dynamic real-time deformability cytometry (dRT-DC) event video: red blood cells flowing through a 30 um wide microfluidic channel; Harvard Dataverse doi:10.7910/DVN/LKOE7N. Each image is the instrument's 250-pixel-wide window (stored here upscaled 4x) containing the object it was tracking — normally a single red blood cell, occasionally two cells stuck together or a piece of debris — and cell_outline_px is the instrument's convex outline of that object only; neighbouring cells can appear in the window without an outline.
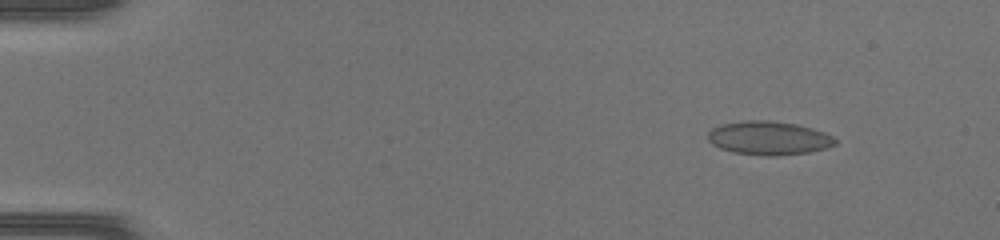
{"species": "common noctule bat (a hibernating species)", "species_latin": "Nyctalus noctula", "temperature_condition": "warm", "stored_images_in_passage": 49, "camera_frame_rate_fps": 3000, "um_per_image_px": 0.085, "animal": {"sex": "female", "body_mass_g": 17.0, "forearm_length_mm": 48.0}, "frame": {"image": 1, "passage_image": 6, "time_ms": 1.667, "image_size_px": [1000, 240], "cell_outline_px": [[836, 144], [828, 148], [808, 152], [776, 156], [768, 156], [732, 152], [720, 148], [712, 144], [708, 140], [708, 132], [712, 128], [720, 124], [748, 120], [768, 120], [796, 124], [824, 132], [832, 136], [836, 140]], "centroid_in_image_um": [65.33, 11.74], "position_along_channel_um": 19.7, "area_um2": 24.97}}
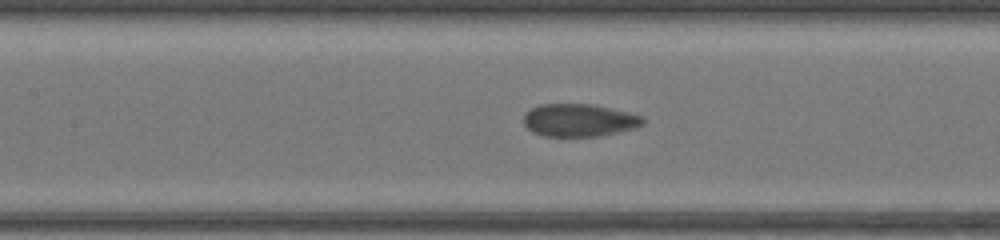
{"frame": {"image": 2, "passage_image": 24, "time_ms": 7.667, "image_size_px": [1000, 240], "cell_outline_px": [[644, 124], [632, 128], [600, 136], [544, 136], [532, 132], [524, 124], [524, 116], [532, 108], [540, 104], [592, 104], [640, 116], [644, 120]], "centroid_in_image_um": [49.17, 10.22], "position_along_channel_um": 158.2, "area_um2": 22.25}}
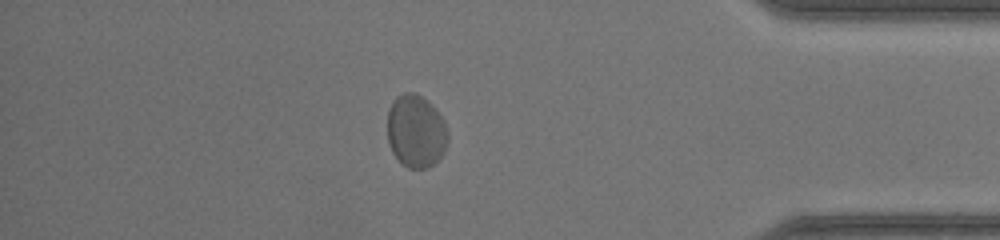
{"frame": {"image": 3, "passage_image": 43, "time_ms": 14.0, "image_size_px": [1000, 240], "cell_outline_px": [[448, 140], [444, 152], [428, 168], [408, 168], [392, 152], [388, 140], [388, 112], [392, 100], [396, 96], [404, 92], [412, 92], [420, 96], [432, 104], [444, 120], [448, 132]], "centroid_in_image_um": [35.36, 11.13], "position_along_channel_um": 399.8, "area_um2": 25.61}}